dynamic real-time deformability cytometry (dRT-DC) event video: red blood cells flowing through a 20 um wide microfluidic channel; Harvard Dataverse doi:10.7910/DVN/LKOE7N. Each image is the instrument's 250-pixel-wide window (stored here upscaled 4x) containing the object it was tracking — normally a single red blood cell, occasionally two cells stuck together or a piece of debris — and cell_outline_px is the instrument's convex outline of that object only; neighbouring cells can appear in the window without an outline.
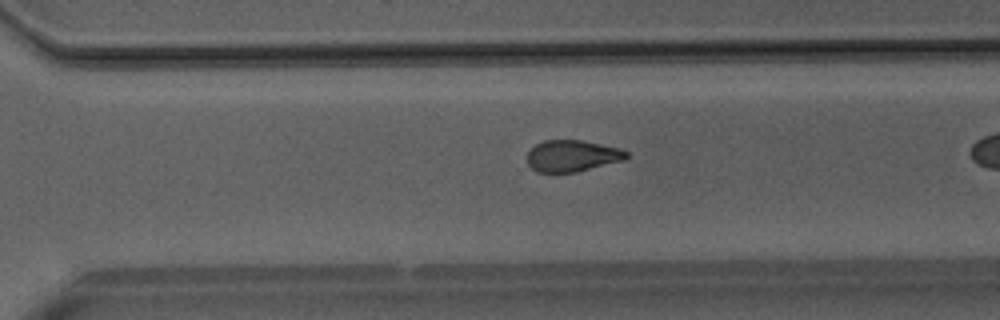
{"species": "Egyptian fruit bat (a non-hibernating species)", "species_latin": "Rousettus aegyptiacus", "temperature_condition": "room temperature", "stored_images_in_passage": 30, "camera_frame_rate_fps": 3000, "um_per_image_px": 0.085, "animal": {"sex": "male"}, "frame": {"image": 1, "passage_image": 26, "time_ms": 8.333, "image_size_px": [1000, 320], "cell_outline_px": [[628, 156], [624, 160], [576, 172], [536, 172], [528, 164], [528, 152], [536, 144], [544, 140], [580, 140], [620, 148], [628, 152]], "centroid_in_image_um": [48.64, 13.25], "position_along_channel_um": 322.0, "area_um2": 18.09}}